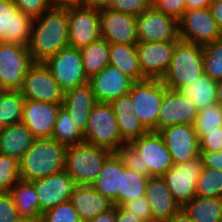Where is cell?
Instances as JSON below:
<instances>
[{"label":"cell","mask_w":222,"mask_h":222,"mask_svg":"<svg viewBox=\"0 0 222 222\" xmlns=\"http://www.w3.org/2000/svg\"><path fill=\"white\" fill-rule=\"evenodd\" d=\"M68 8L51 7L33 19L29 52L34 62H44L61 49L69 46Z\"/></svg>","instance_id":"cell-1"},{"label":"cell","mask_w":222,"mask_h":222,"mask_svg":"<svg viewBox=\"0 0 222 222\" xmlns=\"http://www.w3.org/2000/svg\"><path fill=\"white\" fill-rule=\"evenodd\" d=\"M66 147L52 138L35 139L19 161L20 180L31 182L65 169Z\"/></svg>","instance_id":"cell-2"},{"label":"cell","mask_w":222,"mask_h":222,"mask_svg":"<svg viewBox=\"0 0 222 222\" xmlns=\"http://www.w3.org/2000/svg\"><path fill=\"white\" fill-rule=\"evenodd\" d=\"M203 75L205 71L202 45L180 40L161 82L169 89L179 90Z\"/></svg>","instance_id":"cell-3"},{"label":"cell","mask_w":222,"mask_h":222,"mask_svg":"<svg viewBox=\"0 0 222 222\" xmlns=\"http://www.w3.org/2000/svg\"><path fill=\"white\" fill-rule=\"evenodd\" d=\"M112 153L86 142L69 145L65 152V171L77 185H91Z\"/></svg>","instance_id":"cell-4"},{"label":"cell","mask_w":222,"mask_h":222,"mask_svg":"<svg viewBox=\"0 0 222 222\" xmlns=\"http://www.w3.org/2000/svg\"><path fill=\"white\" fill-rule=\"evenodd\" d=\"M84 142L116 152L125 142L121 139L115 113L109 103H96L90 111Z\"/></svg>","instance_id":"cell-5"},{"label":"cell","mask_w":222,"mask_h":222,"mask_svg":"<svg viewBox=\"0 0 222 222\" xmlns=\"http://www.w3.org/2000/svg\"><path fill=\"white\" fill-rule=\"evenodd\" d=\"M167 87L159 79L134 82L128 93L135 114L148 131L158 132V115Z\"/></svg>","instance_id":"cell-6"},{"label":"cell","mask_w":222,"mask_h":222,"mask_svg":"<svg viewBox=\"0 0 222 222\" xmlns=\"http://www.w3.org/2000/svg\"><path fill=\"white\" fill-rule=\"evenodd\" d=\"M33 63L27 46L0 42L1 88L3 90L19 91L25 74Z\"/></svg>","instance_id":"cell-7"},{"label":"cell","mask_w":222,"mask_h":222,"mask_svg":"<svg viewBox=\"0 0 222 222\" xmlns=\"http://www.w3.org/2000/svg\"><path fill=\"white\" fill-rule=\"evenodd\" d=\"M44 64L64 92L89 82L84 72L81 52L77 48L67 46L48 57Z\"/></svg>","instance_id":"cell-8"},{"label":"cell","mask_w":222,"mask_h":222,"mask_svg":"<svg viewBox=\"0 0 222 222\" xmlns=\"http://www.w3.org/2000/svg\"><path fill=\"white\" fill-rule=\"evenodd\" d=\"M25 100L62 105L64 91L44 62H34L28 69L19 90Z\"/></svg>","instance_id":"cell-9"},{"label":"cell","mask_w":222,"mask_h":222,"mask_svg":"<svg viewBox=\"0 0 222 222\" xmlns=\"http://www.w3.org/2000/svg\"><path fill=\"white\" fill-rule=\"evenodd\" d=\"M130 144L139 152L142 174L147 177H161L174 165L164 139L157 131H148Z\"/></svg>","instance_id":"cell-10"},{"label":"cell","mask_w":222,"mask_h":222,"mask_svg":"<svg viewBox=\"0 0 222 222\" xmlns=\"http://www.w3.org/2000/svg\"><path fill=\"white\" fill-rule=\"evenodd\" d=\"M179 38L183 41L205 45L222 38L216 20L208 8L185 11L178 20Z\"/></svg>","instance_id":"cell-11"},{"label":"cell","mask_w":222,"mask_h":222,"mask_svg":"<svg viewBox=\"0 0 222 222\" xmlns=\"http://www.w3.org/2000/svg\"><path fill=\"white\" fill-rule=\"evenodd\" d=\"M203 170L199 157L173 165L161 178L181 208L196 196V183Z\"/></svg>","instance_id":"cell-12"},{"label":"cell","mask_w":222,"mask_h":222,"mask_svg":"<svg viewBox=\"0 0 222 222\" xmlns=\"http://www.w3.org/2000/svg\"><path fill=\"white\" fill-rule=\"evenodd\" d=\"M138 42L180 41L178 20L155 7L136 17Z\"/></svg>","instance_id":"cell-13"},{"label":"cell","mask_w":222,"mask_h":222,"mask_svg":"<svg viewBox=\"0 0 222 222\" xmlns=\"http://www.w3.org/2000/svg\"><path fill=\"white\" fill-rule=\"evenodd\" d=\"M69 46L80 49L101 38L99 10L84 5L68 7Z\"/></svg>","instance_id":"cell-14"},{"label":"cell","mask_w":222,"mask_h":222,"mask_svg":"<svg viewBox=\"0 0 222 222\" xmlns=\"http://www.w3.org/2000/svg\"><path fill=\"white\" fill-rule=\"evenodd\" d=\"M159 133L172 156L174 165L200 156V141L193 125L176 124L162 128Z\"/></svg>","instance_id":"cell-15"},{"label":"cell","mask_w":222,"mask_h":222,"mask_svg":"<svg viewBox=\"0 0 222 222\" xmlns=\"http://www.w3.org/2000/svg\"><path fill=\"white\" fill-rule=\"evenodd\" d=\"M31 183L35 188L42 214L59 204L70 201L71 194L77 186L65 169Z\"/></svg>","instance_id":"cell-16"},{"label":"cell","mask_w":222,"mask_h":222,"mask_svg":"<svg viewBox=\"0 0 222 222\" xmlns=\"http://www.w3.org/2000/svg\"><path fill=\"white\" fill-rule=\"evenodd\" d=\"M33 19L17 8L13 0H0V42L28 46Z\"/></svg>","instance_id":"cell-17"},{"label":"cell","mask_w":222,"mask_h":222,"mask_svg":"<svg viewBox=\"0 0 222 222\" xmlns=\"http://www.w3.org/2000/svg\"><path fill=\"white\" fill-rule=\"evenodd\" d=\"M179 41L137 42L139 64L147 79L161 80L166 73Z\"/></svg>","instance_id":"cell-18"},{"label":"cell","mask_w":222,"mask_h":222,"mask_svg":"<svg viewBox=\"0 0 222 222\" xmlns=\"http://www.w3.org/2000/svg\"><path fill=\"white\" fill-rule=\"evenodd\" d=\"M101 38L109 44H136L137 19L108 8L99 10Z\"/></svg>","instance_id":"cell-19"},{"label":"cell","mask_w":222,"mask_h":222,"mask_svg":"<svg viewBox=\"0 0 222 222\" xmlns=\"http://www.w3.org/2000/svg\"><path fill=\"white\" fill-rule=\"evenodd\" d=\"M98 103H110L128 94L134 81L112 65L89 78Z\"/></svg>","instance_id":"cell-20"},{"label":"cell","mask_w":222,"mask_h":222,"mask_svg":"<svg viewBox=\"0 0 222 222\" xmlns=\"http://www.w3.org/2000/svg\"><path fill=\"white\" fill-rule=\"evenodd\" d=\"M197 114L193 101L185 98L179 90L167 88L158 115V132L176 124L193 125Z\"/></svg>","instance_id":"cell-21"},{"label":"cell","mask_w":222,"mask_h":222,"mask_svg":"<svg viewBox=\"0 0 222 222\" xmlns=\"http://www.w3.org/2000/svg\"><path fill=\"white\" fill-rule=\"evenodd\" d=\"M61 105L25 100L22 123L36 139L51 138Z\"/></svg>","instance_id":"cell-22"},{"label":"cell","mask_w":222,"mask_h":222,"mask_svg":"<svg viewBox=\"0 0 222 222\" xmlns=\"http://www.w3.org/2000/svg\"><path fill=\"white\" fill-rule=\"evenodd\" d=\"M97 103L89 82L64 92L62 105L68 111L75 127L84 135L91 109Z\"/></svg>","instance_id":"cell-23"},{"label":"cell","mask_w":222,"mask_h":222,"mask_svg":"<svg viewBox=\"0 0 222 222\" xmlns=\"http://www.w3.org/2000/svg\"><path fill=\"white\" fill-rule=\"evenodd\" d=\"M145 196L151 208L153 222H167L181 209L161 177H149Z\"/></svg>","instance_id":"cell-24"},{"label":"cell","mask_w":222,"mask_h":222,"mask_svg":"<svg viewBox=\"0 0 222 222\" xmlns=\"http://www.w3.org/2000/svg\"><path fill=\"white\" fill-rule=\"evenodd\" d=\"M70 202L76 209L81 222L94 219L99 213L109 211L114 203L98 193L91 185H77Z\"/></svg>","instance_id":"cell-25"},{"label":"cell","mask_w":222,"mask_h":222,"mask_svg":"<svg viewBox=\"0 0 222 222\" xmlns=\"http://www.w3.org/2000/svg\"><path fill=\"white\" fill-rule=\"evenodd\" d=\"M36 138L22 122L0 128V154L20 161Z\"/></svg>","instance_id":"cell-26"},{"label":"cell","mask_w":222,"mask_h":222,"mask_svg":"<svg viewBox=\"0 0 222 222\" xmlns=\"http://www.w3.org/2000/svg\"><path fill=\"white\" fill-rule=\"evenodd\" d=\"M91 186L98 193L109 198L114 203V206H119V191H121V158L116 152H113L106 159Z\"/></svg>","instance_id":"cell-27"},{"label":"cell","mask_w":222,"mask_h":222,"mask_svg":"<svg viewBox=\"0 0 222 222\" xmlns=\"http://www.w3.org/2000/svg\"><path fill=\"white\" fill-rule=\"evenodd\" d=\"M109 65L117 67L134 82L147 79L140 68L136 44H109Z\"/></svg>","instance_id":"cell-28"},{"label":"cell","mask_w":222,"mask_h":222,"mask_svg":"<svg viewBox=\"0 0 222 222\" xmlns=\"http://www.w3.org/2000/svg\"><path fill=\"white\" fill-rule=\"evenodd\" d=\"M20 218L40 220L42 213L39 210L38 197L31 182L19 180L10 190Z\"/></svg>","instance_id":"cell-29"},{"label":"cell","mask_w":222,"mask_h":222,"mask_svg":"<svg viewBox=\"0 0 222 222\" xmlns=\"http://www.w3.org/2000/svg\"><path fill=\"white\" fill-rule=\"evenodd\" d=\"M216 87L217 81L203 75L196 81L184 85L179 91L185 98L193 101L199 111L217 102Z\"/></svg>","instance_id":"cell-30"},{"label":"cell","mask_w":222,"mask_h":222,"mask_svg":"<svg viewBox=\"0 0 222 222\" xmlns=\"http://www.w3.org/2000/svg\"><path fill=\"white\" fill-rule=\"evenodd\" d=\"M182 209L194 222H220L221 199L195 196Z\"/></svg>","instance_id":"cell-31"},{"label":"cell","mask_w":222,"mask_h":222,"mask_svg":"<svg viewBox=\"0 0 222 222\" xmlns=\"http://www.w3.org/2000/svg\"><path fill=\"white\" fill-rule=\"evenodd\" d=\"M84 72L88 78L100 73L109 65V43L102 38L79 49Z\"/></svg>","instance_id":"cell-32"},{"label":"cell","mask_w":222,"mask_h":222,"mask_svg":"<svg viewBox=\"0 0 222 222\" xmlns=\"http://www.w3.org/2000/svg\"><path fill=\"white\" fill-rule=\"evenodd\" d=\"M24 102L20 91L3 90L0 93V128L22 121Z\"/></svg>","instance_id":"cell-33"},{"label":"cell","mask_w":222,"mask_h":222,"mask_svg":"<svg viewBox=\"0 0 222 222\" xmlns=\"http://www.w3.org/2000/svg\"><path fill=\"white\" fill-rule=\"evenodd\" d=\"M149 177L126 169L121 160V191H119V206L145 195Z\"/></svg>","instance_id":"cell-34"},{"label":"cell","mask_w":222,"mask_h":222,"mask_svg":"<svg viewBox=\"0 0 222 222\" xmlns=\"http://www.w3.org/2000/svg\"><path fill=\"white\" fill-rule=\"evenodd\" d=\"M51 138L66 146L84 142V135L75 127L63 105L59 108Z\"/></svg>","instance_id":"cell-35"},{"label":"cell","mask_w":222,"mask_h":222,"mask_svg":"<svg viewBox=\"0 0 222 222\" xmlns=\"http://www.w3.org/2000/svg\"><path fill=\"white\" fill-rule=\"evenodd\" d=\"M193 126L199 139L208 131L220 130L222 127V106L216 102L199 110Z\"/></svg>","instance_id":"cell-36"},{"label":"cell","mask_w":222,"mask_h":222,"mask_svg":"<svg viewBox=\"0 0 222 222\" xmlns=\"http://www.w3.org/2000/svg\"><path fill=\"white\" fill-rule=\"evenodd\" d=\"M205 75L222 80V38L202 46Z\"/></svg>","instance_id":"cell-37"},{"label":"cell","mask_w":222,"mask_h":222,"mask_svg":"<svg viewBox=\"0 0 222 222\" xmlns=\"http://www.w3.org/2000/svg\"><path fill=\"white\" fill-rule=\"evenodd\" d=\"M196 196L222 199V170L203 167L196 183Z\"/></svg>","instance_id":"cell-38"},{"label":"cell","mask_w":222,"mask_h":222,"mask_svg":"<svg viewBox=\"0 0 222 222\" xmlns=\"http://www.w3.org/2000/svg\"><path fill=\"white\" fill-rule=\"evenodd\" d=\"M118 122L121 139L125 143H131L133 140L146 134L148 130L142 125L136 114H115Z\"/></svg>","instance_id":"cell-39"},{"label":"cell","mask_w":222,"mask_h":222,"mask_svg":"<svg viewBox=\"0 0 222 222\" xmlns=\"http://www.w3.org/2000/svg\"><path fill=\"white\" fill-rule=\"evenodd\" d=\"M19 180V161L10 156L0 154V192H9Z\"/></svg>","instance_id":"cell-40"},{"label":"cell","mask_w":222,"mask_h":222,"mask_svg":"<svg viewBox=\"0 0 222 222\" xmlns=\"http://www.w3.org/2000/svg\"><path fill=\"white\" fill-rule=\"evenodd\" d=\"M43 222H81L70 201L59 204L42 214Z\"/></svg>","instance_id":"cell-41"},{"label":"cell","mask_w":222,"mask_h":222,"mask_svg":"<svg viewBox=\"0 0 222 222\" xmlns=\"http://www.w3.org/2000/svg\"><path fill=\"white\" fill-rule=\"evenodd\" d=\"M150 6L146 0H112L108 9L131 16H138Z\"/></svg>","instance_id":"cell-42"},{"label":"cell","mask_w":222,"mask_h":222,"mask_svg":"<svg viewBox=\"0 0 222 222\" xmlns=\"http://www.w3.org/2000/svg\"><path fill=\"white\" fill-rule=\"evenodd\" d=\"M116 153L123 161L126 169L142 174V159L139 152L130 143L122 145Z\"/></svg>","instance_id":"cell-43"},{"label":"cell","mask_w":222,"mask_h":222,"mask_svg":"<svg viewBox=\"0 0 222 222\" xmlns=\"http://www.w3.org/2000/svg\"><path fill=\"white\" fill-rule=\"evenodd\" d=\"M17 8L23 14L32 19L40 17L45 11H48L52 5L49 0H13Z\"/></svg>","instance_id":"cell-44"},{"label":"cell","mask_w":222,"mask_h":222,"mask_svg":"<svg viewBox=\"0 0 222 222\" xmlns=\"http://www.w3.org/2000/svg\"><path fill=\"white\" fill-rule=\"evenodd\" d=\"M122 207L144 222H153L151 208L145 195L136 197L135 200L125 202Z\"/></svg>","instance_id":"cell-45"},{"label":"cell","mask_w":222,"mask_h":222,"mask_svg":"<svg viewBox=\"0 0 222 222\" xmlns=\"http://www.w3.org/2000/svg\"><path fill=\"white\" fill-rule=\"evenodd\" d=\"M19 218L11 194L0 192V222H16Z\"/></svg>","instance_id":"cell-46"},{"label":"cell","mask_w":222,"mask_h":222,"mask_svg":"<svg viewBox=\"0 0 222 222\" xmlns=\"http://www.w3.org/2000/svg\"><path fill=\"white\" fill-rule=\"evenodd\" d=\"M200 152H218L222 150V127L220 130L208 131L200 139Z\"/></svg>","instance_id":"cell-47"},{"label":"cell","mask_w":222,"mask_h":222,"mask_svg":"<svg viewBox=\"0 0 222 222\" xmlns=\"http://www.w3.org/2000/svg\"><path fill=\"white\" fill-rule=\"evenodd\" d=\"M155 8L179 20L186 11L185 0H160Z\"/></svg>","instance_id":"cell-48"},{"label":"cell","mask_w":222,"mask_h":222,"mask_svg":"<svg viewBox=\"0 0 222 222\" xmlns=\"http://www.w3.org/2000/svg\"><path fill=\"white\" fill-rule=\"evenodd\" d=\"M115 114H134L135 109L129 94H126L117 100L109 103Z\"/></svg>","instance_id":"cell-49"},{"label":"cell","mask_w":222,"mask_h":222,"mask_svg":"<svg viewBox=\"0 0 222 222\" xmlns=\"http://www.w3.org/2000/svg\"><path fill=\"white\" fill-rule=\"evenodd\" d=\"M203 167L222 170V150L215 152H200Z\"/></svg>","instance_id":"cell-50"},{"label":"cell","mask_w":222,"mask_h":222,"mask_svg":"<svg viewBox=\"0 0 222 222\" xmlns=\"http://www.w3.org/2000/svg\"><path fill=\"white\" fill-rule=\"evenodd\" d=\"M115 222H144L142 219L126 211L122 206H115Z\"/></svg>","instance_id":"cell-51"},{"label":"cell","mask_w":222,"mask_h":222,"mask_svg":"<svg viewBox=\"0 0 222 222\" xmlns=\"http://www.w3.org/2000/svg\"><path fill=\"white\" fill-rule=\"evenodd\" d=\"M209 9L220 30L222 31V2L211 1Z\"/></svg>","instance_id":"cell-52"},{"label":"cell","mask_w":222,"mask_h":222,"mask_svg":"<svg viewBox=\"0 0 222 222\" xmlns=\"http://www.w3.org/2000/svg\"><path fill=\"white\" fill-rule=\"evenodd\" d=\"M86 222H115V206L109 211L99 213L94 219Z\"/></svg>","instance_id":"cell-53"},{"label":"cell","mask_w":222,"mask_h":222,"mask_svg":"<svg viewBox=\"0 0 222 222\" xmlns=\"http://www.w3.org/2000/svg\"><path fill=\"white\" fill-rule=\"evenodd\" d=\"M52 7L68 8L83 5L84 0H49Z\"/></svg>","instance_id":"cell-54"},{"label":"cell","mask_w":222,"mask_h":222,"mask_svg":"<svg viewBox=\"0 0 222 222\" xmlns=\"http://www.w3.org/2000/svg\"><path fill=\"white\" fill-rule=\"evenodd\" d=\"M112 0H84L83 5L94 9H104L111 5Z\"/></svg>","instance_id":"cell-55"},{"label":"cell","mask_w":222,"mask_h":222,"mask_svg":"<svg viewBox=\"0 0 222 222\" xmlns=\"http://www.w3.org/2000/svg\"><path fill=\"white\" fill-rule=\"evenodd\" d=\"M186 11L199 8H208L211 4V0H185Z\"/></svg>","instance_id":"cell-56"},{"label":"cell","mask_w":222,"mask_h":222,"mask_svg":"<svg viewBox=\"0 0 222 222\" xmlns=\"http://www.w3.org/2000/svg\"><path fill=\"white\" fill-rule=\"evenodd\" d=\"M167 222H194L190 216L181 208Z\"/></svg>","instance_id":"cell-57"},{"label":"cell","mask_w":222,"mask_h":222,"mask_svg":"<svg viewBox=\"0 0 222 222\" xmlns=\"http://www.w3.org/2000/svg\"><path fill=\"white\" fill-rule=\"evenodd\" d=\"M216 98H217V103H219L222 106V80L217 81Z\"/></svg>","instance_id":"cell-58"},{"label":"cell","mask_w":222,"mask_h":222,"mask_svg":"<svg viewBox=\"0 0 222 222\" xmlns=\"http://www.w3.org/2000/svg\"><path fill=\"white\" fill-rule=\"evenodd\" d=\"M150 7H155L160 0H146Z\"/></svg>","instance_id":"cell-59"},{"label":"cell","mask_w":222,"mask_h":222,"mask_svg":"<svg viewBox=\"0 0 222 222\" xmlns=\"http://www.w3.org/2000/svg\"><path fill=\"white\" fill-rule=\"evenodd\" d=\"M36 220L29 218H19L16 222H35Z\"/></svg>","instance_id":"cell-60"},{"label":"cell","mask_w":222,"mask_h":222,"mask_svg":"<svg viewBox=\"0 0 222 222\" xmlns=\"http://www.w3.org/2000/svg\"><path fill=\"white\" fill-rule=\"evenodd\" d=\"M221 204H222V199H221ZM220 222H222V209H221V217H220Z\"/></svg>","instance_id":"cell-61"},{"label":"cell","mask_w":222,"mask_h":222,"mask_svg":"<svg viewBox=\"0 0 222 222\" xmlns=\"http://www.w3.org/2000/svg\"><path fill=\"white\" fill-rule=\"evenodd\" d=\"M211 1L222 2V0H211Z\"/></svg>","instance_id":"cell-62"}]
</instances>
